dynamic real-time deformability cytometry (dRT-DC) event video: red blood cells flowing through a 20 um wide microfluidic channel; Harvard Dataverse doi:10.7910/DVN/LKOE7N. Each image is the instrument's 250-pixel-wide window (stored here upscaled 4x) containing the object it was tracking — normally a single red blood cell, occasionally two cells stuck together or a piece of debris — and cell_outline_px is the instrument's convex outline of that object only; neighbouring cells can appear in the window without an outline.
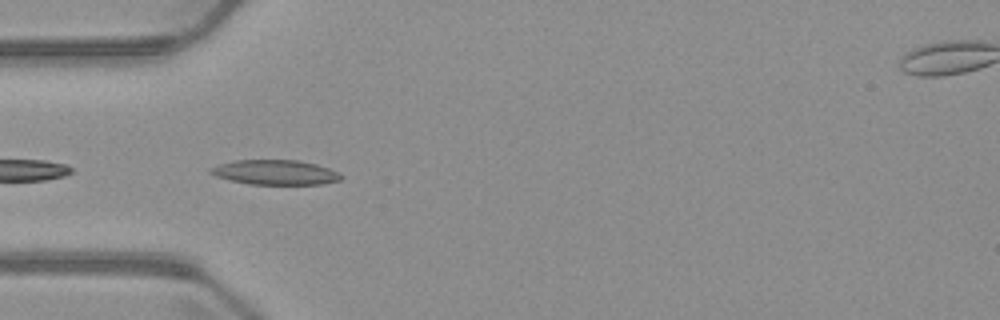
{"species": "common noctule bat (a hibernating species)", "species_latin": "Nyctalus noctula", "temperature_condition": "warm", "stored_images_in_passage": 1, "camera_frame_rate_fps": 3000, "um_per_image_px": 0.085, "animal": {"sex": "male", "body_mass_g": 23.1, "forearm_length_mm": 52.7}, "frame": {"image": 1, "passage_image": 1, "time_ms": 0.0, "image_size_px": [1000, 320], "cell_outline_px": [[344, 176], [340, 180], [324, 184], [248, 184], [228, 180], [216, 176], [208, 172], [208, 168], [220, 164], [236, 160], [296, 160], [316, 164], [340, 172]], "centroid_in_image_um": [23.4, 14.65], "position_along_channel_um": 61.6, "area_um2": 18.96}}